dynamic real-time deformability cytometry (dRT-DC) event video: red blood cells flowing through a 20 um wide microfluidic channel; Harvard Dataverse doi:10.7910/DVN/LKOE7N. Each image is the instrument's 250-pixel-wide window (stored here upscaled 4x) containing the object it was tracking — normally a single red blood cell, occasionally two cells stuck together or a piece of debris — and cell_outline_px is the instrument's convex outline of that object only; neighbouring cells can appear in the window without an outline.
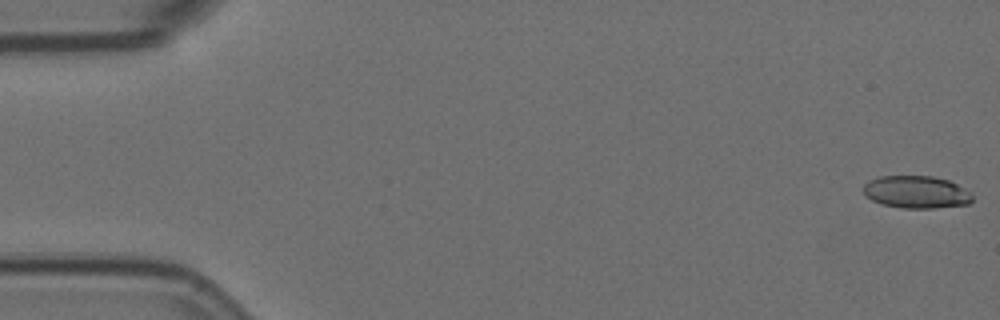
{"species": "Egyptian fruit bat (a non-hibernating species)", "species_latin": "Rousettus aegyptiacus", "temperature_condition": "room temperature", "stored_images_in_passage": 9, "camera_frame_rate_fps": 3000, "um_per_image_px": 0.085, "animal": {"sex": "female"}, "frame": {"image": 1, "passage_image": 1, "time_ms": 0.0, "image_size_px": [1000, 320], "cell_outline_px": [[972, 200], [968, 204], [932, 208], [900, 208], [880, 204], [864, 196], [864, 184], [868, 180], [880, 176], [932, 176], [948, 180], [964, 188], [972, 196]], "centroid_in_image_um": [77.83, 16.33], "position_along_channel_um": 7.2, "area_um2": 20.63}}
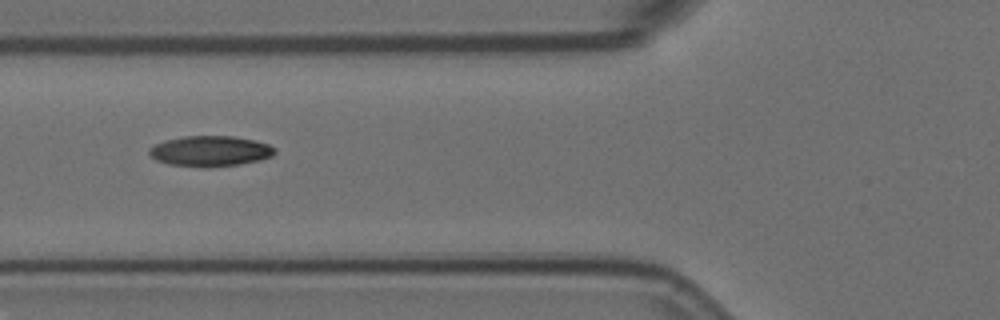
{"frame": {"image": 2, "passage_image": 7, "time_ms": 2.0, "image_size_px": [1000, 320], "cell_outline_px": [[276, 152], [272, 156], [260, 160], [240, 164], [208, 168], [204, 168], [168, 164], [156, 160], [148, 152], [148, 148], [164, 140], [184, 136], [232, 136], [256, 140], [268, 144], [276, 148]], "centroid_in_image_um": [17.88, 12.85], "position_along_channel_um": 107.9, "area_um2": 22.6}}
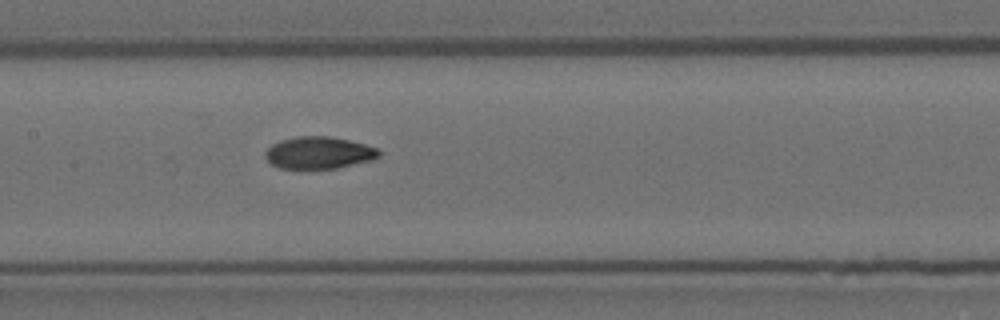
{"frame": {"image": 3, "passage_image": 9, "time_ms": 2.667, "image_size_px": [1000, 320], "cell_outline_px": [[380, 156], [372, 160], [336, 168], [280, 168], [272, 164], [264, 156], [264, 152], [272, 144], [280, 140], [296, 136], [332, 136], [364, 144], [376, 148], [380, 152]], "centroid_in_image_um": [27.08, 12.97], "position_along_channel_um": 180.3, "area_um2": 21.15}}